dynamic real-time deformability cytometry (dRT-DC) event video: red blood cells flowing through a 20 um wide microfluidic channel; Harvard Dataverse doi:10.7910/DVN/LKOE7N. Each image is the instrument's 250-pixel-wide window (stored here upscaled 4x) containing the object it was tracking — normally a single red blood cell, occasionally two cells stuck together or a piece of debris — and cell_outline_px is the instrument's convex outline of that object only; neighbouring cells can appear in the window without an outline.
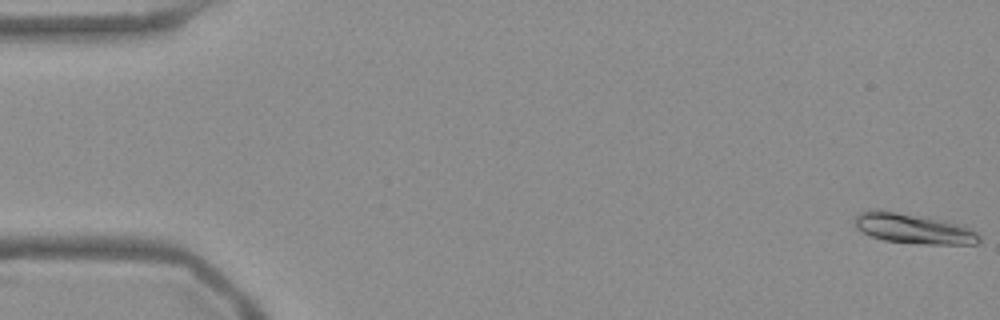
{"species": "Egyptian fruit bat (a non-hibernating species)", "species_latin": "Rousettus aegyptiacus", "temperature_condition": "warm", "stored_images_in_passage": 54, "camera_frame_rate_fps": 3000, "um_per_image_px": 0.085, "frame": {"image": 1, "passage_image": 1, "time_ms": 0.0, "image_size_px": [1000, 320], "cell_outline_px": [[980, 240], [976, 244], [924, 244], [884, 240], [872, 236], [856, 228], [856, 212], [868, 208], [876, 208], [928, 216], [948, 220], [964, 224], [976, 232], [980, 236]], "centroid_in_image_um": [77.65, 19.38], "position_along_channel_um": 7.4, "area_um2": 22.48}}
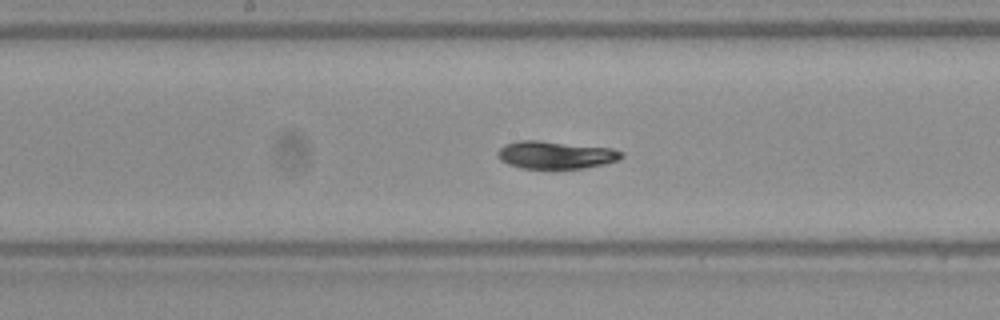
{"frame": {"image": 2, "passage_image": 28, "time_ms": 9.0, "image_size_px": [1000, 320], "cell_outline_px": [[624, 156], [620, 160], [604, 164], [584, 168], [520, 168], [508, 164], [500, 160], [496, 156], [496, 152], [504, 144], [520, 140], [536, 140], [612, 148], [624, 152]], "centroid_in_image_um": [47.22, 13.16], "position_along_channel_um": 201.0, "area_um2": 20.06}}
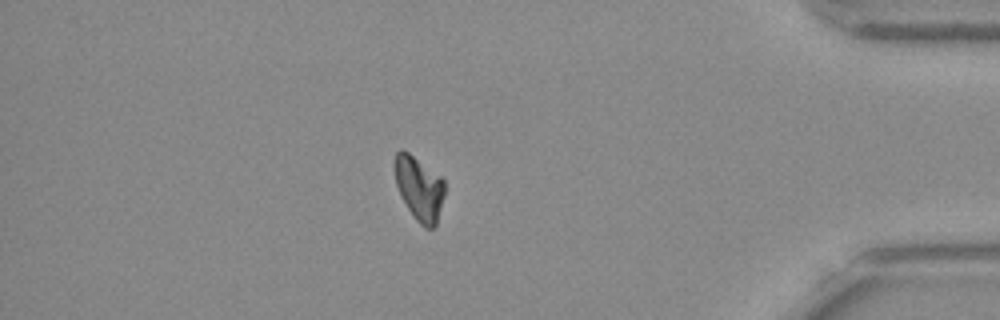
{"frame": {"image": 3, "passage_image": 47, "time_ms": 15.333, "image_size_px": [1000, 320], "cell_outline_px": [[444, 196], [436, 224], [432, 228], [424, 228], [416, 220], [400, 196], [396, 184], [392, 168], [392, 164], [396, 152], [400, 148], [408, 152], [440, 176], [444, 180]], "centroid_in_image_um": [35.58, 15.98], "position_along_channel_um": 399.6, "area_um2": 18.79}, "authors_computed_cell_mechanics": {"area_um2": 20.1144, "velocity_mm_per_s": 3.7595, "shape_relaxation_time_tau1_ms": 3.8868, "shape_relaxation_time_tau2_ms": null, "deformation_change_tau1": 0.1362, "deformation_change_tau2": null}}